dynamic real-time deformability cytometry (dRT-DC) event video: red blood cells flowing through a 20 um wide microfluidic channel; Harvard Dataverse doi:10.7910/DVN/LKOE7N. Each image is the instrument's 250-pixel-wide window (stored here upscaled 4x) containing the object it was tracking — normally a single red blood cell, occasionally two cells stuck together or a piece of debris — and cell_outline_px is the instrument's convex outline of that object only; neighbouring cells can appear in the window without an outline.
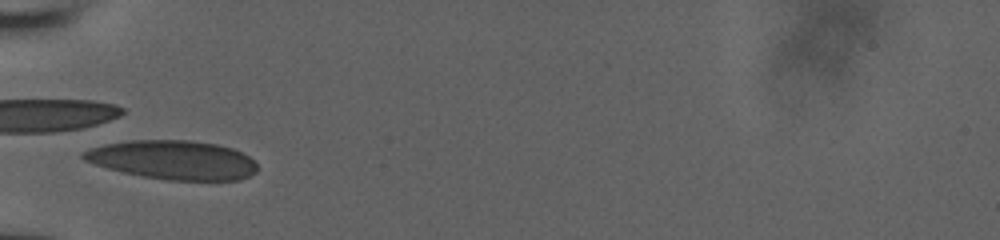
{"species": "human", "species_latin": "Homo sapiens", "temperature_condition": "room temperature", "stored_images_in_passage": 3, "camera_frame_rate_fps": 3000, "um_per_image_px": 0.085, "donor": {"sex": "male"}, "frame": {"image": 1, "passage_image": 2, "time_ms": 0.667, "image_size_px": [1000, 240], "cell_outline_px": [[256, 172], [240, 180], [168, 180], [144, 176], [124, 172], [108, 168], [84, 160], [80, 156], [80, 152], [88, 148], [104, 144], [132, 140], [192, 140], [216, 144], [232, 148], [248, 156], [256, 164]], "centroid_in_image_um": [14.68, 13.58], "position_along_channel_um": 70.3, "area_um2": 39.36}}